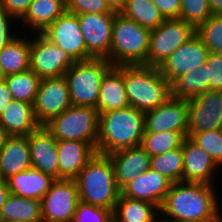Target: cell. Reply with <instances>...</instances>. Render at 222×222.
Segmentation results:
<instances>
[{"mask_svg": "<svg viewBox=\"0 0 222 222\" xmlns=\"http://www.w3.org/2000/svg\"><path fill=\"white\" fill-rule=\"evenodd\" d=\"M216 190V185L211 184L172 183L160 208V215L167 220L219 222L222 210Z\"/></svg>", "mask_w": 222, "mask_h": 222, "instance_id": "1", "label": "cell"}, {"mask_svg": "<svg viewBox=\"0 0 222 222\" xmlns=\"http://www.w3.org/2000/svg\"><path fill=\"white\" fill-rule=\"evenodd\" d=\"M144 134V112L128 106L99 113L96 153L109 155L115 151L141 145Z\"/></svg>", "mask_w": 222, "mask_h": 222, "instance_id": "2", "label": "cell"}, {"mask_svg": "<svg viewBox=\"0 0 222 222\" xmlns=\"http://www.w3.org/2000/svg\"><path fill=\"white\" fill-rule=\"evenodd\" d=\"M79 200L113 212L121 190L118 188L112 161L108 155L96 153L75 179Z\"/></svg>", "mask_w": 222, "mask_h": 222, "instance_id": "3", "label": "cell"}, {"mask_svg": "<svg viewBox=\"0 0 222 222\" xmlns=\"http://www.w3.org/2000/svg\"><path fill=\"white\" fill-rule=\"evenodd\" d=\"M123 78L130 106L147 112L171 96L170 83L158 67L123 65Z\"/></svg>", "mask_w": 222, "mask_h": 222, "instance_id": "4", "label": "cell"}, {"mask_svg": "<svg viewBox=\"0 0 222 222\" xmlns=\"http://www.w3.org/2000/svg\"><path fill=\"white\" fill-rule=\"evenodd\" d=\"M150 30L117 13L112 28L110 55L113 66L147 65Z\"/></svg>", "mask_w": 222, "mask_h": 222, "instance_id": "5", "label": "cell"}, {"mask_svg": "<svg viewBox=\"0 0 222 222\" xmlns=\"http://www.w3.org/2000/svg\"><path fill=\"white\" fill-rule=\"evenodd\" d=\"M112 67L113 65L104 58L75 61L64 74L71 105L96 109L101 81Z\"/></svg>", "mask_w": 222, "mask_h": 222, "instance_id": "6", "label": "cell"}, {"mask_svg": "<svg viewBox=\"0 0 222 222\" xmlns=\"http://www.w3.org/2000/svg\"><path fill=\"white\" fill-rule=\"evenodd\" d=\"M44 127L57 141L77 140L88 143L95 151L99 134V112L92 107L70 106Z\"/></svg>", "mask_w": 222, "mask_h": 222, "instance_id": "7", "label": "cell"}, {"mask_svg": "<svg viewBox=\"0 0 222 222\" xmlns=\"http://www.w3.org/2000/svg\"><path fill=\"white\" fill-rule=\"evenodd\" d=\"M195 35V28L182 19H165L150 31L147 65L159 67L176 49Z\"/></svg>", "mask_w": 222, "mask_h": 222, "instance_id": "8", "label": "cell"}, {"mask_svg": "<svg viewBox=\"0 0 222 222\" xmlns=\"http://www.w3.org/2000/svg\"><path fill=\"white\" fill-rule=\"evenodd\" d=\"M34 36L30 45V69L41 79L64 76L75 61L42 33Z\"/></svg>", "mask_w": 222, "mask_h": 222, "instance_id": "9", "label": "cell"}, {"mask_svg": "<svg viewBox=\"0 0 222 222\" xmlns=\"http://www.w3.org/2000/svg\"><path fill=\"white\" fill-rule=\"evenodd\" d=\"M79 201L75 180L55 179L41 199L43 222H71Z\"/></svg>", "mask_w": 222, "mask_h": 222, "instance_id": "10", "label": "cell"}, {"mask_svg": "<svg viewBox=\"0 0 222 222\" xmlns=\"http://www.w3.org/2000/svg\"><path fill=\"white\" fill-rule=\"evenodd\" d=\"M42 34L74 61L93 59L87 51L77 14L65 11Z\"/></svg>", "mask_w": 222, "mask_h": 222, "instance_id": "11", "label": "cell"}, {"mask_svg": "<svg viewBox=\"0 0 222 222\" xmlns=\"http://www.w3.org/2000/svg\"><path fill=\"white\" fill-rule=\"evenodd\" d=\"M70 106V93L64 76L41 80L33 103L35 118L41 126H44Z\"/></svg>", "mask_w": 222, "mask_h": 222, "instance_id": "12", "label": "cell"}, {"mask_svg": "<svg viewBox=\"0 0 222 222\" xmlns=\"http://www.w3.org/2000/svg\"><path fill=\"white\" fill-rule=\"evenodd\" d=\"M188 101L170 96L160 106L144 113V133L180 132L187 137Z\"/></svg>", "mask_w": 222, "mask_h": 222, "instance_id": "13", "label": "cell"}, {"mask_svg": "<svg viewBox=\"0 0 222 222\" xmlns=\"http://www.w3.org/2000/svg\"><path fill=\"white\" fill-rule=\"evenodd\" d=\"M222 127V91L208 90L188 100L187 137Z\"/></svg>", "mask_w": 222, "mask_h": 222, "instance_id": "14", "label": "cell"}, {"mask_svg": "<svg viewBox=\"0 0 222 222\" xmlns=\"http://www.w3.org/2000/svg\"><path fill=\"white\" fill-rule=\"evenodd\" d=\"M118 12L77 14L87 51L93 58L110 55L112 28Z\"/></svg>", "mask_w": 222, "mask_h": 222, "instance_id": "15", "label": "cell"}, {"mask_svg": "<svg viewBox=\"0 0 222 222\" xmlns=\"http://www.w3.org/2000/svg\"><path fill=\"white\" fill-rule=\"evenodd\" d=\"M209 52L202 40L195 34L176 49L158 68L171 84L182 74L206 63Z\"/></svg>", "mask_w": 222, "mask_h": 222, "instance_id": "16", "label": "cell"}, {"mask_svg": "<svg viewBox=\"0 0 222 222\" xmlns=\"http://www.w3.org/2000/svg\"><path fill=\"white\" fill-rule=\"evenodd\" d=\"M181 147L184 158L183 182L216 185L214 179L216 180L215 173L218 172L219 167L209 154L189 137L183 139Z\"/></svg>", "mask_w": 222, "mask_h": 222, "instance_id": "17", "label": "cell"}, {"mask_svg": "<svg viewBox=\"0 0 222 222\" xmlns=\"http://www.w3.org/2000/svg\"><path fill=\"white\" fill-rule=\"evenodd\" d=\"M172 182L159 172L149 168L121 189V195L144 200L161 208Z\"/></svg>", "mask_w": 222, "mask_h": 222, "instance_id": "18", "label": "cell"}, {"mask_svg": "<svg viewBox=\"0 0 222 222\" xmlns=\"http://www.w3.org/2000/svg\"><path fill=\"white\" fill-rule=\"evenodd\" d=\"M28 140L32 168L59 179L58 141L44 126L33 131Z\"/></svg>", "mask_w": 222, "mask_h": 222, "instance_id": "19", "label": "cell"}, {"mask_svg": "<svg viewBox=\"0 0 222 222\" xmlns=\"http://www.w3.org/2000/svg\"><path fill=\"white\" fill-rule=\"evenodd\" d=\"M108 156L112 161L115 180L120 190L150 168L151 156L141 145L121 149Z\"/></svg>", "mask_w": 222, "mask_h": 222, "instance_id": "20", "label": "cell"}, {"mask_svg": "<svg viewBox=\"0 0 222 222\" xmlns=\"http://www.w3.org/2000/svg\"><path fill=\"white\" fill-rule=\"evenodd\" d=\"M59 179L75 180L96 151L85 142L61 140L57 144Z\"/></svg>", "mask_w": 222, "mask_h": 222, "instance_id": "21", "label": "cell"}, {"mask_svg": "<svg viewBox=\"0 0 222 222\" xmlns=\"http://www.w3.org/2000/svg\"><path fill=\"white\" fill-rule=\"evenodd\" d=\"M31 167L28 136H9L0 149V178L7 180Z\"/></svg>", "mask_w": 222, "mask_h": 222, "instance_id": "22", "label": "cell"}, {"mask_svg": "<svg viewBox=\"0 0 222 222\" xmlns=\"http://www.w3.org/2000/svg\"><path fill=\"white\" fill-rule=\"evenodd\" d=\"M130 106L123 78V65L113 66L103 77L99 87L97 111L99 113Z\"/></svg>", "mask_w": 222, "mask_h": 222, "instance_id": "23", "label": "cell"}, {"mask_svg": "<svg viewBox=\"0 0 222 222\" xmlns=\"http://www.w3.org/2000/svg\"><path fill=\"white\" fill-rule=\"evenodd\" d=\"M0 125L9 136H29L41 126L35 118L33 105L14 99L1 113Z\"/></svg>", "mask_w": 222, "mask_h": 222, "instance_id": "24", "label": "cell"}, {"mask_svg": "<svg viewBox=\"0 0 222 222\" xmlns=\"http://www.w3.org/2000/svg\"><path fill=\"white\" fill-rule=\"evenodd\" d=\"M6 181L10 194L41 201L55 179L31 167L11 176Z\"/></svg>", "mask_w": 222, "mask_h": 222, "instance_id": "25", "label": "cell"}, {"mask_svg": "<svg viewBox=\"0 0 222 222\" xmlns=\"http://www.w3.org/2000/svg\"><path fill=\"white\" fill-rule=\"evenodd\" d=\"M66 11V0H33L28 11L18 21L34 33L43 31Z\"/></svg>", "mask_w": 222, "mask_h": 222, "instance_id": "26", "label": "cell"}, {"mask_svg": "<svg viewBox=\"0 0 222 222\" xmlns=\"http://www.w3.org/2000/svg\"><path fill=\"white\" fill-rule=\"evenodd\" d=\"M30 45L31 37L20 34L0 52V78L30 69Z\"/></svg>", "mask_w": 222, "mask_h": 222, "instance_id": "27", "label": "cell"}, {"mask_svg": "<svg viewBox=\"0 0 222 222\" xmlns=\"http://www.w3.org/2000/svg\"><path fill=\"white\" fill-rule=\"evenodd\" d=\"M0 221L43 222L41 201L9 194L1 209Z\"/></svg>", "mask_w": 222, "mask_h": 222, "instance_id": "28", "label": "cell"}, {"mask_svg": "<svg viewBox=\"0 0 222 222\" xmlns=\"http://www.w3.org/2000/svg\"><path fill=\"white\" fill-rule=\"evenodd\" d=\"M159 214L160 209L156 205L121 194L112 212L119 222H153Z\"/></svg>", "mask_w": 222, "mask_h": 222, "instance_id": "29", "label": "cell"}, {"mask_svg": "<svg viewBox=\"0 0 222 222\" xmlns=\"http://www.w3.org/2000/svg\"><path fill=\"white\" fill-rule=\"evenodd\" d=\"M206 63L176 78L171 84V96L190 100L209 90Z\"/></svg>", "mask_w": 222, "mask_h": 222, "instance_id": "30", "label": "cell"}, {"mask_svg": "<svg viewBox=\"0 0 222 222\" xmlns=\"http://www.w3.org/2000/svg\"><path fill=\"white\" fill-rule=\"evenodd\" d=\"M119 13L150 31L165 20L152 0H127Z\"/></svg>", "mask_w": 222, "mask_h": 222, "instance_id": "31", "label": "cell"}, {"mask_svg": "<svg viewBox=\"0 0 222 222\" xmlns=\"http://www.w3.org/2000/svg\"><path fill=\"white\" fill-rule=\"evenodd\" d=\"M14 100L34 103L41 78L31 69L2 78Z\"/></svg>", "mask_w": 222, "mask_h": 222, "instance_id": "32", "label": "cell"}, {"mask_svg": "<svg viewBox=\"0 0 222 222\" xmlns=\"http://www.w3.org/2000/svg\"><path fill=\"white\" fill-rule=\"evenodd\" d=\"M182 147L150 157V168L165 176L172 183L183 181Z\"/></svg>", "mask_w": 222, "mask_h": 222, "instance_id": "33", "label": "cell"}, {"mask_svg": "<svg viewBox=\"0 0 222 222\" xmlns=\"http://www.w3.org/2000/svg\"><path fill=\"white\" fill-rule=\"evenodd\" d=\"M185 137L180 132L144 133L141 146L150 155L164 154L179 148Z\"/></svg>", "mask_w": 222, "mask_h": 222, "instance_id": "34", "label": "cell"}, {"mask_svg": "<svg viewBox=\"0 0 222 222\" xmlns=\"http://www.w3.org/2000/svg\"><path fill=\"white\" fill-rule=\"evenodd\" d=\"M195 34L210 52L222 53V14H212L195 29Z\"/></svg>", "mask_w": 222, "mask_h": 222, "instance_id": "35", "label": "cell"}, {"mask_svg": "<svg viewBox=\"0 0 222 222\" xmlns=\"http://www.w3.org/2000/svg\"><path fill=\"white\" fill-rule=\"evenodd\" d=\"M194 143L209 154L214 163L222 168V130H211L192 134L189 137Z\"/></svg>", "mask_w": 222, "mask_h": 222, "instance_id": "36", "label": "cell"}, {"mask_svg": "<svg viewBox=\"0 0 222 222\" xmlns=\"http://www.w3.org/2000/svg\"><path fill=\"white\" fill-rule=\"evenodd\" d=\"M212 15L208 0H181L180 18L195 29Z\"/></svg>", "mask_w": 222, "mask_h": 222, "instance_id": "37", "label": "cell"}, {"mask_svg": "<svg viewBox=\"0 0 222 222\" xmlns=\"http://www.w3.org/2000/svg\"><path fill=\"white\" fill-rule=\"evenodd\" d=\"M112 216V211L79 201L71 222H107Z\"/></svg>", "mask_w": 222, "mask_h": 222, "instance_id": "38", "label": "cell"}, {"mask_svg": "<svg viewBox=\"0 0 222 222\" xmlns=\"http://www.w3.org/2000/svg\"><path fill=\"white\" fill-rule=\"evenodd\" d=\"M66 11L73 14L119 12L106 0H66Z\"/></svg>", "mask_w": 222, "mask_h": 222, "instance_id": "39", "label": "cell"}, {"mask_svg": "<svg viewBox=\"0 0 222 222\" xmlns=\"http://www.w3.org/2000/svg\"><path fill=\"white\" fill-rule=\"evenodd\" d=\"M206 67L209 90L222 91V53L209 52Z\"/></svg>", "mask_w": 222, "mask_h": 222, "instance_id": "40", "label": "cell"}, {"mask_svg": "<svg viewBox=\"0 0 222 222\" xmlns=\"http://www.w3.org/2000/svg\"><path fill=\"white\" fill-rule=\"evenodd\" d=\"M13 20L18 21L13 15L0 7V52L18 36L16 31L14 34L12 33L15 29H11L12 23L10 22Z\"/></svg>", "mask_w": 222, "mask_h": 222, "instance_id": "41", "label": "cell"}, {"mask_svg": "<svg viewBox=\"0 0 222 222\" xmlns=\"http://www.w3.org/2000/svg\"><path fill=\"white\" fill-rule=\"evenodd\" d=\"M165 19H179L181 0H152Z\"/></svg>", "mask_w": 222, "mask_h": 222, "instance_id": "42", "label": "cell"}, {"mask_svg": "<svg viewBox=\"0 0 222 222\" xmlns=\"http://www.w3.org/2000/svg\"><path fill=\"white\" fill-rule=\"evenodd\" d=\"M32 1L33 0H0V7L19 21L28 11Z\"/></svg>", "mask_w": 222, "mask_h": 222, "instance_id": "43", "label": "cell"}, {"mask_svg": "<svg viewBox=\"0 0 222 222\" xmlns=\"http://www.w3.org/2000/svg\"><path fill=\"white\" fill-rule=\"evenodd\" d=\"M12 100L13 98L6 82L0 78V115Z\"/></svg>", "mask_w": 222, "mask_h": 222, "instance_id": "44", "label": "cell"}, {"mask_svg": "<svg viewBox=\"0 0 222 222\" xmlns=\"http://www.w3.org/2000/svg\"><path fill=\"white\" fill-rule=\"evenodd\" d=\"M9 194L7 181L0 178V212Z\"/></svg>", "mask_w": 222, "mask_h": 222, "instance_id": "45", "label": "cell"}, {"mask_svg": "<svg viewBox=\"0 0 222 222\" xmlns=\"http://www.w3.org/2000/svg\"><path fill=\"white\" fill-rule=\"evenodd\" d=\"M212 14H222V0H208Z\"/></svg>", "mask_w": 222, "mask_h": 222, "instance_id": "46", "label": "cell"}, {"mask_svg": "<svg viewBox=\"0 0 222 222\" xmlns=\"http://www.w3.org/2000/svg\"><path fill=\"white\" fill-rule=\"evenodd\" d=\"M126 1L127 0H106L112 9L117 11H120V9L126 4Z\"/></svg>", "mask_w": 222, "mask_h": 222, "instance_id": "47", "label": "cell"}, {"mask_svg": "<svg viewBox=\"0 0 222 222\" xmlns=\"http://www.w3.org/2000/svg\"><path fill=\"white\" fill-rule=\"evenodd\" d=\"M9 135L6 130L0 125V149L4 146Z\"/></svg>", "mask_w": 222, "mask_h": 222, "instance_id": "48", "label": "cell"}, {"mask_svg": "<svg viewBox=\"0 0 222 222\" xmlns=\"http://www.w3.org/2000/svg\"><path fill=\"white\" fill-rule=\"evenodd\" d=\"M153 222H171V221L163 218V217L159 214V216H157Z\"/></svg>", "mask_w": 222, "mask_h": 222, "instance_id": "49", "label": "cell"}, {"mask_svg": "<svg viewBox=\"0 0 222 222\" xmlns=\"http://www.w3.org/2000/svg\"><path fill=\"white\" fill-rule=\"evenodd\" d=\"M171 222H196L192 220H170Z\"/></svg>", "mask_w": 222, "mask_h": 222, "instance_id": "50", "label": "cell"}, {"mask_svg": "<svg viewBox=\"0 0 222 222\" xmlns=\"http://www.w3.org/2000/svg\"><path fill=\"white\" fill-rule=\"evenodd\" d=\"M107 222H119V221L112 215Z\"/></svg>", "mask_w": 222, "mask_h": 222, "instance_id": "51", "label": "cell"}, {"mask_svg": "<svg viewBox=\"0 0 222 222\" xmlns=\"http://www.w3.org/2000/svg\"><path fill=\"white\" fill-rule=\"evenodd\" d=\"M219 222H222V212H220Z\"/></svg>", "mask_w": 222, "mask_h": 222, "instance_id": "52", "label": "cell"}]
</instances>
